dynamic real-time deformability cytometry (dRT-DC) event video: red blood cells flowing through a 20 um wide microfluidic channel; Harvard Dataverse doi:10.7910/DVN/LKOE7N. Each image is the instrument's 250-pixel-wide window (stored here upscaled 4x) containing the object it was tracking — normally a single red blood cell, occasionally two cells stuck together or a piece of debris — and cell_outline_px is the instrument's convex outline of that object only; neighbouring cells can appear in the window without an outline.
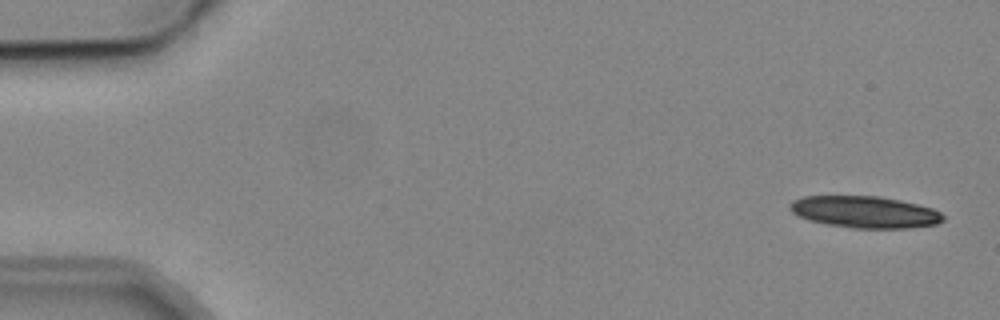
{"species": "common noctule bat (a hibernating species)", "species_latin": "Nyctalus noctula", "temperature_condition": "cold", "stored_images_in_passage": 6, "camera_frame_rate_fps": 3000, "um_per_image_px": 0.085, "animal": {"sex": "male", "body_mass_g": 19.2, "forearm_length_mm": 51.8}, "frame": {"image": 1, "passage_image": 1, "time_ms": 0.0, "image_size_px": [1000, 320], "cell_outline_px": [[944, 220], [936, 224], [908, 228], [852, 228], [828, 224], [812, 220], [800, 216], [792, 212], [788, 208], [788, 204], [792, 200], [804, 196], [880, 196], [900, 200], [932, 208], [940, 212], [944, 216]], "centroid_in_image_um": [73.5, 18.01], "position_along_channel_um": 11.5, "area_um2": 28.26}}